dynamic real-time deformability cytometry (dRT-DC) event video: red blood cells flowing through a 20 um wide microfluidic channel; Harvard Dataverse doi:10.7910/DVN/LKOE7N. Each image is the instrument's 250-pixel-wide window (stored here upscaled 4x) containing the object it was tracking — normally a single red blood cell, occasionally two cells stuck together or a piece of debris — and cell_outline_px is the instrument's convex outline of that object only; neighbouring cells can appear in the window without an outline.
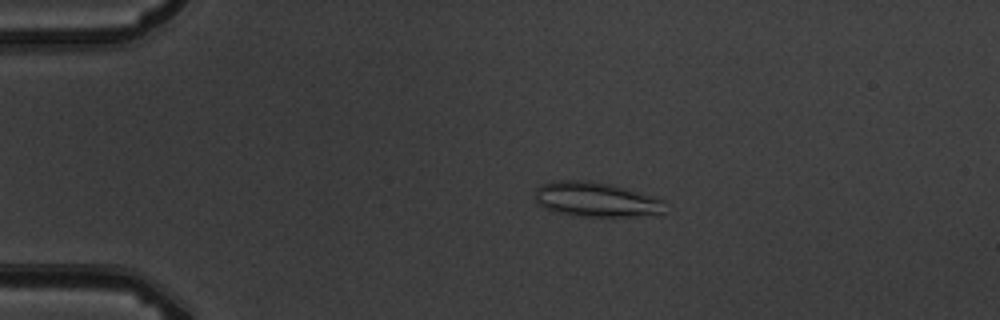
{"species": "common noctule bat (a hibernating species)", "species_latin": "Nyctalus noctula", "temperature_condition": "warm", "stored_images_in_passage": 8, "camera_frame_rate_fps": 3000, "um_per_image_px": 0.085, "animal": {"sex": "male", "body_mass_g": 19.5, "forearm_length_mm": 54.6}, "frame": {"image": 1, "passage_image": 3, "time_ms": 2.0, "image_size_px": [1000, 320], "cell_outline_px": [[664, 212], [628, 216], [576, 216], [544, 208], [536, 204], [536, 188], [544, 184], [560, 180], [588, 180], [612, 184], [664, 200]], "centroid_in_image_um": [50.62, 16.94], "position_along_channel_um": 34.4, "area_um2": 25.84}}
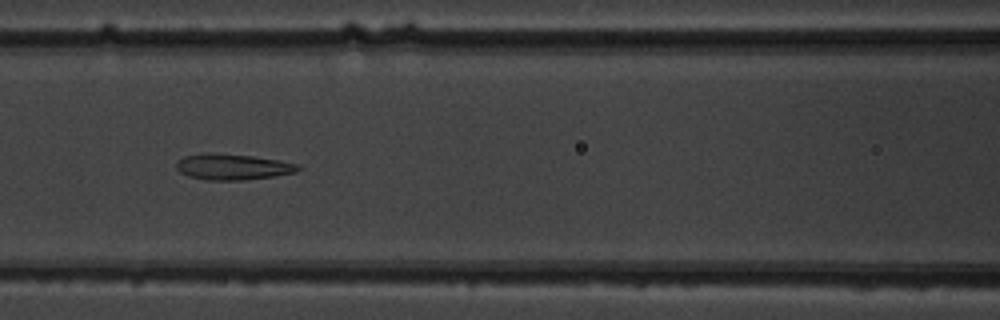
{"frame": {"image": 2, "passage_image": 6, "time_ms": 6.333, "image_size_px": [1000, 320], "cell_outline_px": [[304, 168], [296, 172], [272, 176], [240, 180], [208, 180], [188, 176], [180, 172], [176, 168], [176, 164], [184, 156], [208, 152], [212, 152], [252, 156], [300, 164]], "centroid_in_image_um": [19.79, 14.17], "position_along_channel_um": 146.8, "area_um2": 18.32}}
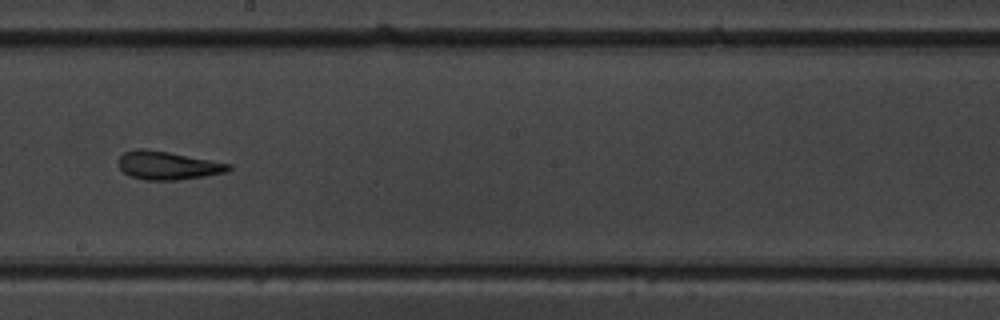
{"frame": {"image": 3, "passage_image": 8, "time_ms": 8.667, "image_size_px": [1000, 320], "cell_outline_px": [[232, 168], [228, 172], [204, 176], [176, 180], [144, 180], [128, 176], [120, 168], [116, 160], [124, 152], [136, 148], [144, 148], [168, 152], [232, 164]], "centroid_in_image_um": [14.22, 14.06], "position_along_channel_um": 234.0, "area_um2": 18.32}}